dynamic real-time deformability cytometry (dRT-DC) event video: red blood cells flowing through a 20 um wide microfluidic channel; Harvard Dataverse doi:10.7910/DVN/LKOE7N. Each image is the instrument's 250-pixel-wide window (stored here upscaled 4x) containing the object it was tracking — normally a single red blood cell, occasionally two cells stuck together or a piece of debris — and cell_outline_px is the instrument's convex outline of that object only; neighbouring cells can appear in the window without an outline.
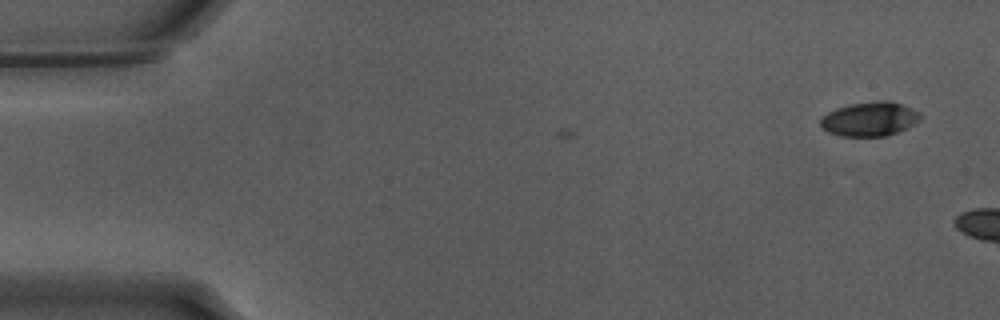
{"species": "Egyptian fruit bat (a non-hibernating species)", "species_latin": "Rousettus aegyptiacus", "temperature_condition": "warm", "stored_images_in_passage": 5, "camera_frame_rate_fps": 3000, "um_per_image_px": 0.085, "animal": {"sex": "male"}, "frame": {"image": 1, "passage_image": 1, "time_ms": 0.0, "image_size_px": [1000, 320], "cell_outline_px": [[920, 120], [908, 128], [884, 136], [840, 136], [828, 132], [820, 128], [820, 116], [836, 108], [848, 104], [880, 100], [888, 100], [912, 108], [920, 112]], "centroid_in_image_um": [73.89, 10.11], "position_along_channel_um": 11.1, "area_um2": 20.11}}